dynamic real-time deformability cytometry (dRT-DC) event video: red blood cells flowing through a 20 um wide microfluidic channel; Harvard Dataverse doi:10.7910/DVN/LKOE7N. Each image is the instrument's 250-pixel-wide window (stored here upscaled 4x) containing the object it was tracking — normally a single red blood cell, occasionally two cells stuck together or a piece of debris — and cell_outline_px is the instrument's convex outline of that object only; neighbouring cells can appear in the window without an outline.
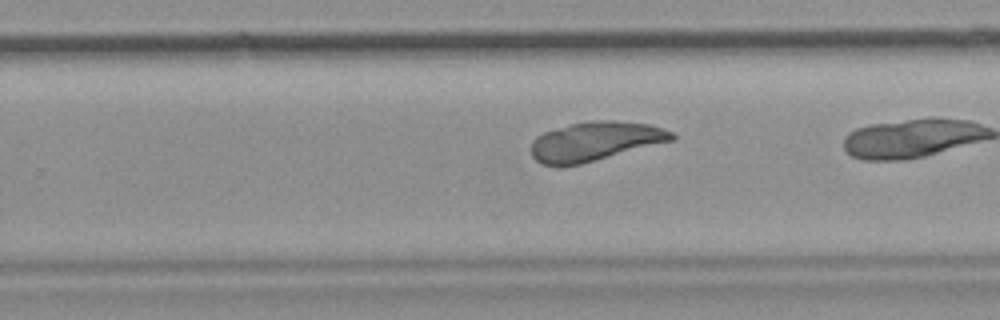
{"species": "common noctule bat (a hibernating species)", "species_latin": "Nyctalus noctula", "temperature_condition": "room temperature", "stored_images_in_passage": 9, "camera_frame_rate_fps": 3000, "um_per_image_px": 0.085, "animal": {"sex": "female", "body_mass_g": 19.9}, "frame": {"image": 1, "passage_image": 8, "time_ms": 2.333, "image_size_px": [1000, 320], "cell_outline_px": [[676, 140], [580, 164], [560, 168], [540, 164], [532, 156], [532, 140], [536, 136], [544, 132], [568, 124], [592, 120], [616, 120], [648, 124], [664, 128], [672, 132], [676, 136]], "centroid_in_image_um": [50.58, 12.02], "position_along_channel_um": 279.2, "area_um2": 32.6}}